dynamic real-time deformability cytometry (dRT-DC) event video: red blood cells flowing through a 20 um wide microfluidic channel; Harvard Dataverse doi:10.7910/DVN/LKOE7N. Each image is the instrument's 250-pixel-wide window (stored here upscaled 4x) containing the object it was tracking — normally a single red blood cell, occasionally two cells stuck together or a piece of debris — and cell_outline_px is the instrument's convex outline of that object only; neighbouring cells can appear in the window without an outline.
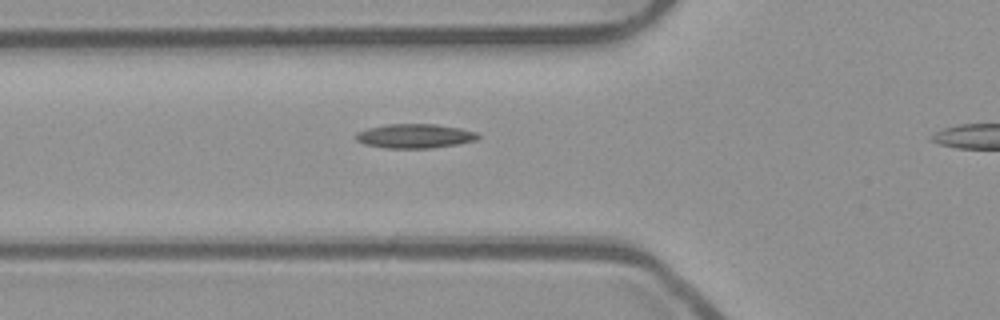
{"species": "common noctule bat (a hibernating species)", "species_latin": "Nyctalus noctula", "temperature_condition": "room temperature", "stored_images_in_passage": 40, "camera_frame_rate_fps": 3000, "um_per_image_px": 0.085, "animal": {"sex": "male", "body_mass_g": 23.1, "forearm_length_mm": 52.7}, "frame": {"image": 1, "passage_image": 13, "time_ms": 4.0, "image_size_px": [1000, 320], "cell_outline_px": [[480, 136], [476, 140], [456, 144], [432, 148], [384, 148], [364, 144], [356, 140], [356, 132], [368, 128], [388, 124], [436, 124], [460, 128], [476, 132]], "centroid_in_image_um": [35.24, 11.56], "position_along_channel_um": 90.6, "area_um2": 17.22}}
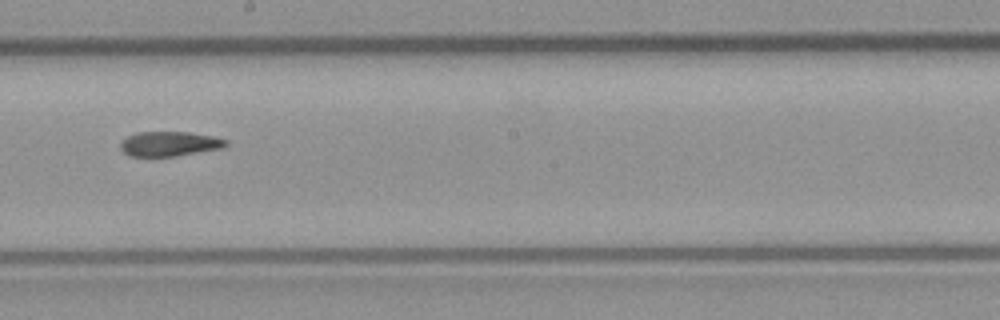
{"frame": {"image": 2, "passage_image": 24, "time_ms": 7.667, "image_size_px": [1000, 320], "cell_outline_px": [[228, 144], [224, 148], [176, 156], [128, 156], [120, 148], [120, 144], [128, 136], [136, 132], [188, 132], [212, 136], [228, 140]], "centroid_in_image_um": [14.43, 12.23], "position_along_channel_um": 233.8, "area_um2": 15.2}}
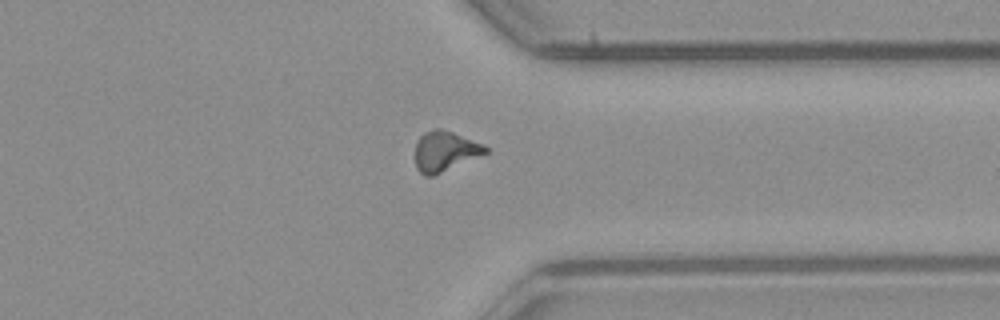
{"frame": {"image": 3, "passage_image": 35, "time_ms": 11.333, "image_size_px": [1000, 320], "cell_outline_px": [[488, 152], [432, 176], [424, 176], [416, 168], [416, 140], [424, 132], [436, 128], [440, 128], [452, 132], [484, 144], [488, 148]], "centroid_in_image_um": [37.8, 12.84], "position_along_channel_um": 373.6, "area_um2": 16.24}}